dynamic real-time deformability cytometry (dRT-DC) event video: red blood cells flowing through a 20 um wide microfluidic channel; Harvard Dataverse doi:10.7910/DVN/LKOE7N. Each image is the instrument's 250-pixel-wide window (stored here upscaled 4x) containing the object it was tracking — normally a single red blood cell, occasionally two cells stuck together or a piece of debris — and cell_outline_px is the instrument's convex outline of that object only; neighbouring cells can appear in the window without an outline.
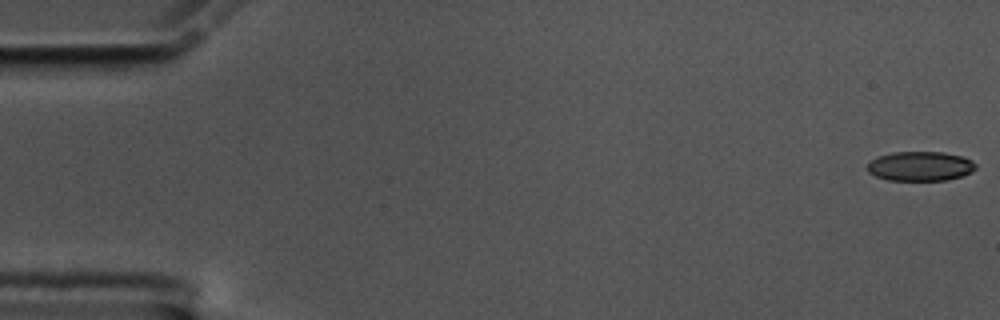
{"species": "common noctule bat (a hibernating species)", "species_latin": "Nyctalus noctula", "temperature_condition": "cold", "stored_images_in_passage": 57, "camera_frame_rate_fps": 3000, "um_per_image_px": 0.085, "animal": {"sex": "male", "body_mass_g": 17.5, "forearm_length_mm": 52.3}, "frame": {"image": 1, "passage_image": 1, "time_ms": 0.0, "image_size_px": [1000, 320], "cell_outline_px": [[976, 168], [972, 172], [960, 176], [944, 180], [888, 180], [876, 176], [868, 172], [868, 160], [876, 156], [892, 152], [944, 152], [960, 156], [972, 160], [976, 164]], "centroid_in_image_um": [78.19, 14.11], "position_along_channel_um": 6.8, "area_um2": 18.67}}
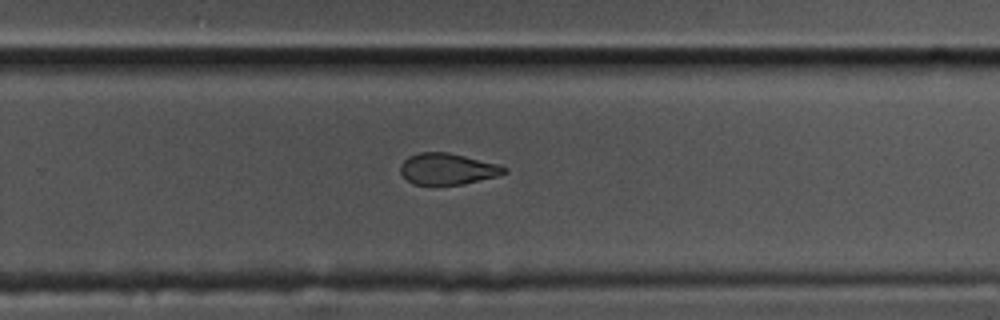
{"frame": {"image": 2, "passage_image": 37, "time_ms": 12.0, "image_size_px": [1000, 320], "cell_outline_px": [[508, 172], [500, 176], [464, 184], [412, 184], [400, 172], [400, 164], [408, 156], [420, 152], [448, 152], [500, 164], [508, 168]], "centroid_in_image_um": [38.09, 14.35], "position_along_channel_um": 291.7, "area_um2": 19.13}}
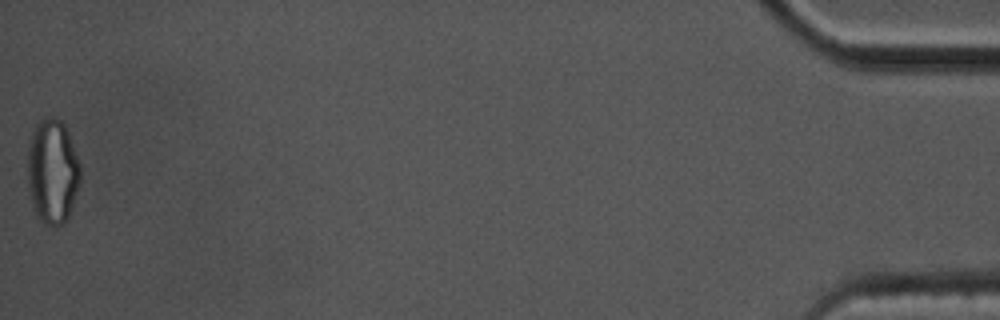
{"frame": {"image": 3, "passage_image": 57, "time_ms": 18.667, "image_size_px": [1000, 320], "cell_outline_px": [[80, 180], [68, 216], [64, 224], [48, 224], [40, 220], [36, 216], [32, 204], [28, 188], [28, 144], [32, 132], [36, 124], [44, 116], [56, 116], [64, 124], [68, 132], [80, 164]], "centroid_in_image_um": [4.44, 14.52], "position_along_channel_um": 430.8, "area_um2": 32.14}, "authors_computed_cell_mechanics": {"area_um2": 20.4034, "velocity_mm_per_s": 3.5567, "shape_relaxation_time_tau1_ms": null, "shape_relaxation_time_tau2_ms": 4.933, "deformation_change_tau1": null, "deformation_change_tau2": 0.1059}}